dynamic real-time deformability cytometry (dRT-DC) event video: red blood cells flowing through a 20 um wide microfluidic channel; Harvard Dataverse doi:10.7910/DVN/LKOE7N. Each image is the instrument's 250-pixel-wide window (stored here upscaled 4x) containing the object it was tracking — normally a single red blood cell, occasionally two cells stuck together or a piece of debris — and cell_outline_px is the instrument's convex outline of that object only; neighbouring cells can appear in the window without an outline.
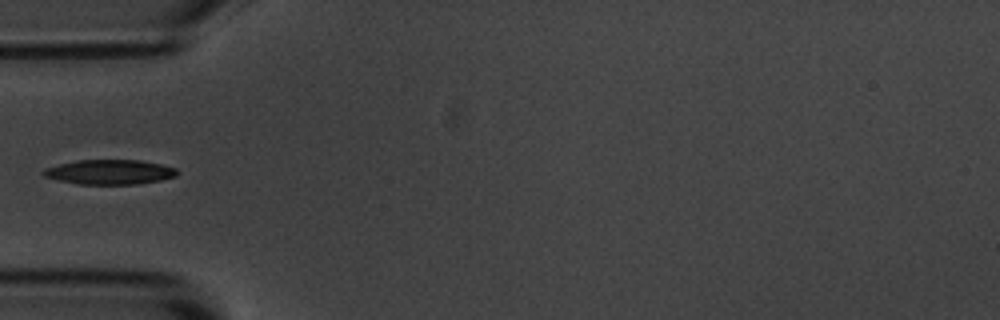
{"species": "common noctule bat (a hibernating species)", "species_latin": "Nyctalus noctula", "temperature_condition": "room temperature", "stored_images_in_passage": 39, "camera_frame_rate_fps": 3000, "um_per_image_px": 0.085, "animal": {"sex": "male", "body_mass_g": 20.1, "forearm_length_mm": 53.5}, "frame": {"image": 1, "passage_image": 1, "time_ms": 0.0, "image_size_px": [1000, 320], "cell_outline_px": [[176, 176], [160, 180], [136, 184], [80, 184], [60, 180], [44, 176], [40, 172], [44, 168], [76, 160], [140, 160], [160, 164], [176, 168]], "centroid_in_image_um": [9.3, 14.61], "position_along_channel_um": 75.7, "area_um2": 19.07}}
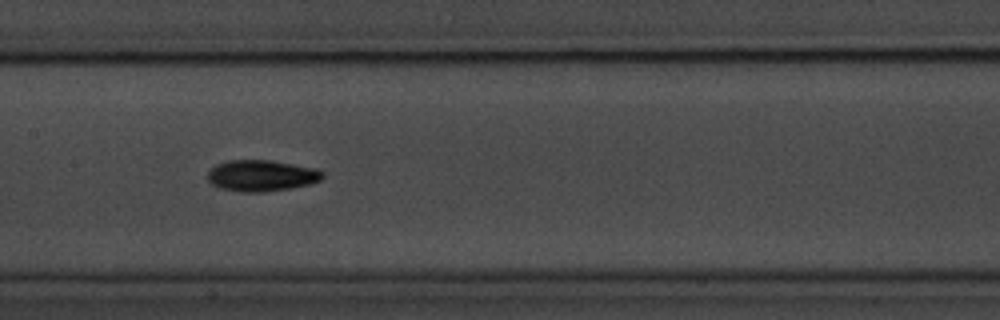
{"frame": {"image": 2, "passage_image": 10, "time_ms": 3.0, "image_size_px": [1000, 320], "cell_outline_px": [[324, 176], [320, 180], [312, 184], [292, 188], [264, 192], [240, 192], [220, 188], [212, 184], [208, 180], [208, 168], [216, 164], [228, 160], [272, 160], [316, 168], [324, 172]], "centroid_in_image_um": [22.23, 14.93], "position_along_channel_um": 185.2, "area_um2": 21.27}}
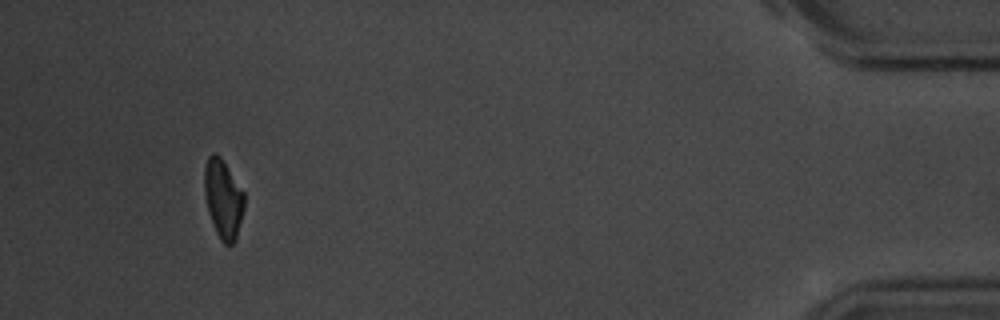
{"frame": {"image": 3, "passage_image": 35, "time_ms": 11.333, "image_size_px": [1000, 320], "cell_outline_px": [[244, 208], [236, 240], [232, 244], [224, 244], [220, 240], [216, 232], [208, 212], [204, 192], [204, 168], [208, 156], [212, 152], [216, 152], [220, 156], [244, 192]], "centroid_in_image_um": [18.96, 16.89], "position_along_channel_um": 416.2, "area_um2": 18.38}}